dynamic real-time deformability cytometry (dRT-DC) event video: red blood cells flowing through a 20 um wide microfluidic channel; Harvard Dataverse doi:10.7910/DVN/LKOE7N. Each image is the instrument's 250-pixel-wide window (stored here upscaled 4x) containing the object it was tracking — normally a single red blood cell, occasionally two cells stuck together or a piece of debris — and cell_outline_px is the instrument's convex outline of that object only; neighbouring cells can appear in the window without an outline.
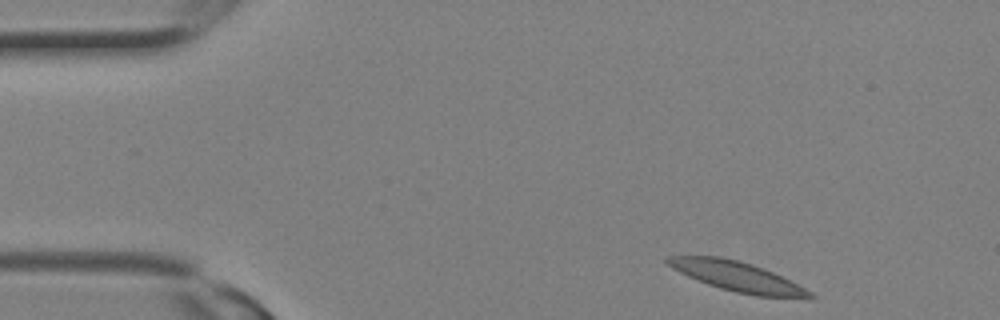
{"species": "Egyptian fruit bat (a non-hibernating species)", "species_latin": "Rousettus aegyptiacus", "temperature_condition": "room temperature", "stored_images_in_passage": 6, "camera_frame_rate_fps": 3000, "um_per_image_px": 0.085, "animal": {"sex": "female"}, "frame": {"image": 1, "passage_image": 1, "time_ms": 0.0, "image_size_px": [1000, 320], "cell_outline_px": [[816, 296], [756, 296], [736, 292], [720, 288], [708, 284], [688, 276], [672, 268], [664, 260], [668, 256], [720, 256], [752, 264], [772, 272], [812, 292]], "centroid_in_image_um": [62.55, 23.47], "position_along_channel_um": 22.4, "area_um2": 23.81}}
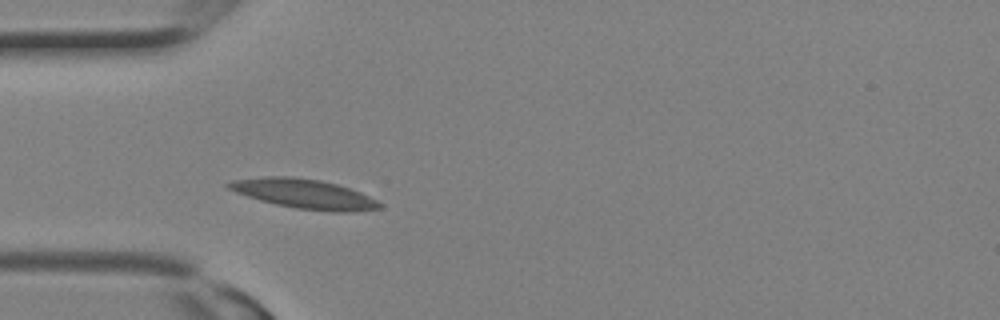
{"frame": {"image": 2, "passage_image": 6, "time_ms": 1.667, "image_size_px": [1000, 320], "cell_outline_px": [[384, 204], [380, 208], [352, 212], [332, 212], [296, 208], [276, 204], [260, 200], [236, 192], [228, 188], [224, 184], [232, 180], [264, 176], [292, 176], [320, 180], [336, 184], [360, 192]], "centroid_in_image_um": [25.85, 16.47], "position_along_channel_um": 59.2, "area_um2": 25.89}}